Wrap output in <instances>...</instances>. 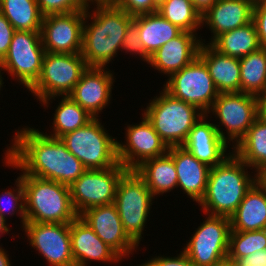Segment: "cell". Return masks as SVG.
<instances>
[{
	"instance_id": "cell-13",
	"label": "cell",
	"mask_w": 266,
	"mask_h": 266,
	"mask_svg": "<svg viewBox=\"0 0 266 266\" xmlns=\"http://www.w3.org/2000/svg\"><path fill=\"white\" fill-rule=\"evenodd\" d=\"M126 171L120 162L107 169H87L70 186L76 213L80 215L88 208L113 204L118 182Z\"/></svg>"
},
{
	"instance_id": "cell-6",
	"label": "cell",
	"mask_w": 266,
	"mask_h": 266,
	"mask_svg": "<svg viewBox=\"0 0 266 266\" xmlns=\"http://www.w3.org/2000/svg\"><path fill=\"white\" fill-rule=\"evenodd\" d=\"M88 68L81 53L46 52L39 79L29 89L37 101L47 108L55 98L68 96ZM51 100V101H50ZM49 104V105H48Z\"/></svg>"
},
{
	"instance_id": "cell-36",
	"label": "cell",
	"mask_w": 266,
	"mask_h": 266,
	"mask_svg": "<svg viewBox=\"0 0 266 266\" xmlns=\"http://www.w3.org/2000/svg\"><path fill=\"white\" fill-rule=\"evenodd\" d=\"M43 16L85 11L89 8L88 0H36Z\"/></svg>"
},
{
	"instance_id": "cell-41",
	"label": "cell",
	"mask_w": 266,
	"mask_h": 266,
	"mask_svg": "<svg viewBox=\"0 0 266 266\" xmlns=\"http://www.w3.org/2000/svg\"><path fill=\"white\" fill-rule=\"evenodd\" d=\"M14 27L0 12V61L6 56L12 41Z\"/></svg>"
},
{
	"instance_id": "cell-23",
	"label": "cell",
	"mask_w": 266,
	"mask_h": 266,
	"mask_svg": "<svg viewBox=\"0 0 266 266\" xmlns=\"http://www.w3.org/2000/svg\"><path fill=\"white\" fill-rule=\"evenodd\" d=\"M168 153L172 156L176 168L177 189L179 187L188 198L199 203L205 194L211 168L182 146L170 147Z\"/></svg>"
},
{
	"instance_id": "cell-39",
	"label": "cell",
	"mask_w": 266,
	"mask_h": 266,
	"mask_svg": "<svg viewBox=\"0 0 266 266\" xmlns=\"http://www.w3.org/2000/svg\"><path fill=\"white\" fill-rule=\"evenodd\" d=\"M261 47L266 48V0L254 3L253 19Z\"/></svg>"
},
{
	"instance_id": "cell-45",
	"label": "cell",
	"mask_w": 266,
	"mask_h": 266,
	"mask_svg": "<svg viewBox=\"0 0 266 266\" xmlns=\"http://www.w3.org/2000/svg\"><path fill=\"white\" fill-rule=\"evenodd\" d=\"M8 251L3 249L2 245L0 246V266H12L9 254H7Z\"/></svg>"
},
{
	"instance_id": "cell-24",
	"label": "cell",
	"mask_w": 266,
	"mask_h": 266,
	"mask_svg": "<svg viewBox=\"0 0 266 266\" xmlns=\"http://www.w3.org/2000/svg\"><path fill=\"white\" fill-rule=\"evenodd\" d=\"M201 43L198 56L205 62L217 91L219 93L240 92L239 58L219 53L206 43L205 39H202Z\"/></svg>"
},
{
	"instance_id": "cell-19",
	"label": "cell",
	"mask_w": 266,
	"mask_h": 266,
	"mask_svg": "<svg viewBox=\"0 0 266 266\" xmlns=\"http://www.w3.org/2000/svg\"><path fill=\"white\" fill-rule=\"evenodd\" d=\"M208 116L204 114L194 124L182 147L200 162L212 168L221 164L232 152L227 151L229 148L227 142L218 134L214 122L207 120Z\"/></svg>"
},
{
	"instance_id": "cell-52",
	"label": "cell",
	"mask_w": 266,
	"mask_h": 266,
	"mask_svg": "<svg viewBox=\"0 0 266 266\" xmlns=\"http://www.w3.org/2000/svg\"><path fill=\"white\" fill-rule=\"evenodd\" d=\"M233 266H239V265L235 262V263H233Z\"/></svg>"
},
{
	"instance_id": "cell-3",
	"label": "cell",
	"mask_w": 266,
	"mask_h": 266,
	"mask_svg": "<svg viewBox=\"0 0 266 266\" xmlns=\"http://www.w3.org/2000/svg\"><path fill=\"white\" fill-rule=\"evenodd\" d=\"M249 168L232 152L221 164L210 169L205 194L198 203L204 214L230 218L257 182V173L251 172L252 176Z\"/></svg>"
},
{
	"instance_id": "cell-21",
	"label": "cell",
	"mask_w": 266,
	"mask_h": 266,
	"mask_svg": "<svg viewBox=\"0 0 266 266\" xmlns=\"http://www.w3.org/2000/svg\"><path fill=\"white\" fill-rule=\"evenodd\" d=\"M70 237L75 266H89L92 261L107 264L123 260L79 216L70 223Z\"/></svg>"
},
{
	"instance_id": "cell-4",
	"label": "cell",
	"mask_w": 266,
	"mask_h": 266,
	"mask_svg": "<svg viewBox=\"0 0 266 266\" xmlns=\"http://www.w3.org/2000/svg\"><path fill=\"white\" fill-rule=\"evenodd\" d=\"M25 192L26 222L70 224L76 213L70 194V186L56 181L19 174Z\"/></svg>"
},
{
	"instance_id": "cell-16",
	"label": "cell",
	"mask_w": 266,
	"mask_h": 266,
	"mask_svg": "<svg viewBox=\"0 0 266 266\" xmlns=\"http://www.w3.org/2000/svg\"><path fill=\"white\" fill-rule=\"evenodd\" d=\"M85 11L52 14L43 17L42 44L46 52L78 54L82 48Z\"/></svg>"
},
{
	"instance_id": "cell-8",
	"label": "cell",
	"mask_w": 266,
	"mask_h": 266,
	"mask_svg": "<svg viewBox=\"0 0 266 266\" xmlns=\"http://www.w3.org/2000/svg\"><path fill=\"white\" fill-rule=\"evenodd\" d=\"M100 118H93L86 125L61 137L67 149L78 158L86 169H107L119 163L117 138L109 135Z\"/></svg>"
},
{
	"instance_id": "cell-47",
	"label": "cell",
	"mask_w": 266,
	"mask_h": 266,
	"mask_svg": "<svg viewBox=\"0 0 266 266\" xmlns=\"http://www.w3.org/2000/svg\"><path fill=\"white\" fill-rule=\"evenodd\" d=\"M257 182L266 191V168L257 173Z\"/></svg>"
},
{
	"instance_id": "cell-48",
	"label": "cell",
	"mask_w": 266,
	"mask_h": 266,
	"mask_svg": "<svg viewBox=\"0 0 266 266\" xmlns=\"http://www.w3.org/2000/svg\"><path fill=\"white\" fill-rule=\"evenodd\" d=\"M90 5L92 4H110L113 3L115 0H88Z\"/></svg>"
},
{
	"instance_id": "cell-31",
	"label": "cell",
	"mask_w": 266,
	"mask_h": 266,
	"mask_svg": "<svg viewBox=\"0 0 266 266\" xmlns=\"http://www.w3.org/2000/svg\"><path fill=\"white\" fill-rule=\"evenodd\" d=\"M0 12L15 30L41 31L44 16L36 0H1Z\"/></svg>"
},
{
	"instance_id": "cell-49",
	"label": "cell",
	"mask_w": 266,
	"mask_h": 266,
	"mask_svg": "<svg viewBox=\"0 0 266 266\" xmlns=\"http://www.w3.org/2000/svg\"><path fill=\"white\" fill-rule=\"evenodd\" d=\"M212 266H233V262L226 259V260H223L222 262L215 264V265H212Z\"/></svg>"
},
{
	"instance_id": "cell-2",
	"label": "cell",
	"mask_w": 266,
	"mask_h": 266,
	"mask_svg": "<svg viewBox=\"0 0 266 266\" xmlns=\"http://www.w3.org/2000/svg\"><path fill=\"white\" fill-rule=\"evenodd\" d=\"M92 5L94 9L85 10L80 53L88 67H106L121 51L134 16L112 3Z\"/></svg>"
},
{
	"instance_id": "cell-25",
	"label": "cell",
	"mask_w": 266,
	"mask_h": 266,
	"mask_svg": "<svg viewBox=\"0 0 266 266\" xmlns=\"http://www.w3.org/2000/svg\"><path fill=\"white\" fill-rule=\"evenodd\" d=\"M232 231L266 229V191L256 182L230 216Z\"/></svg>"
},
{
	"instance_id": "cell-50",
	"label": "cell",
	"mask_w": 266,
	"mask_h": 266,
	"mask_svg": "<svg viewBox=\"0 0 266 266\" xmlns=\"http://www.w3.org/2000/svg\"><path fill=\"white\" fill-rule=\"evenodd\" d=\"M154 3L159 7L163 2H165L166 0H153Z\"/></svg>"
},
{
	"instance_id": "cell-28",
	"label": "cell",
	"mask_w": 266,
	"mask_h": 266,
	"mask_svg": "<svg viewBox=\"0 0 266 266\" xmlns=\"http://www.w3.org/2000/svg\"><path fill=\"white\" fill-rule=\"evenodd\" d=\"M231 151L256 173L266 168V119L258 115Z\"/></svg>"
},
{
	"instance_id": "cell-51",
	"label": "cell",
	"mask_w": 266,
	"mask_h": 266,
	"mask_svg": "<svg viewBox=\"0 0 266 266\" xmlns=\"http://www.w3.org/2000/svg\"><path fill=\"white\" fill-rule=\"evenodd\" d=\"M3 79L4 78L0 76V90L3 88V84H4Z\"/></svg>"
},
{
	"instance_id": "cell-38",
	"label": "cell",
	"mask_w": 266,
	"mask_h": 266,
	"mask_svg": "<svg viewBox=\"0 0 266 266\" xmlns=\"http://www.w3.org/2000/svg\"><path fill=\"white\" fill-rule=\"evenodd\" d=\"M112 4L132 16L148 14L158 10V6L153 0H115Z\"/></svg>"
},
{
	"instance_id": "cell-20",
	"label": "cell",
	"mask_w": 266,
	"mask_h": 266,
	"mask_svg": "<svg viewBox=\"0 0 266 266\" xmlns=\"http://www.w3.org/2000/svg\"><path fill=\"white\" fill-rule=\"evenodd\" d=\"M197 35V33L182 31L177 37L156 50L149 57L147 64L169 78L198 56L202 37Z\"/></svg>"
},
{
	"instance_id": "cell-10",
	"label": "cell",
	"mask_w": 266,
	"mask_h": 266,
	"mask_svg": "<svg viewBox=\"0 0 266 266\" xmlns=\"http://www.w3.org/2000/svg\"><path fill=\"white\" fill-rule=\"evenodd\" d=\"M46 51L41 31L15 30L6 56L0 61V76L7 71L29 90L39 79Z\"/></svg>"
},
{
	"instance_id": "cell-27",
	"label": "cell",
	"mask_w": 266,
	"mask_h": 266,
	"mask_svg": "<svg viewBox=\"0 0 266 266\" xmlns=\"http://www.w3.org/2000/svg\"><path fill=\"white\" fill-rule=\"evenodd\" d=\"M133 24L140 33L144 52L149 57L182 32L178 26L170 23L157 11L134 16Z\"/></svg>"
},
{
	"instance_id": "cell-5",
	"label": "cell",
	"mask_w": 266,
	"mask_h": 266,
	"mask_svg": "<svg viewBox=\"0 0 266 266\" xmlns=\"http://www.w3.org/2000/svg\"><path fill=\"white\" fill-rule=\"evenodd\" d=\"M159 93L149 100L142 112L168 148L182 146L189 131L204 113L172 96L164 88Z\"/></svg>"
},
{
	"instance_id": "cell-15",
	"label": "cell",
	"mask_w": 266,
	"mask_h": 266,
	"mask_svg": "<svg viewBox=\"0 0 266 266\" xmlns=\"http://www.w3.org/2000/svg\"><path fill=\"white\" fill-rule=\"evenodd\" d=\"M141 119L138 124L125 127L124 143L117 141L118 161L127 170H134L145 160L165 155L169 149L143 112Z\"/></svg>"
},
{
	"instance_id": "cell-30",
	"label": "cell",
	"mask_w": 266,
	"mask_h": 266,
	"mask_svg": "<svg viewBox=\"0 0 266 266\" xmlns=\"http://www.w3.org/2000/svg\"><path fill=\"white\" fill-rule=\"evenodd\" d=\"M240 61V92L259 96L266 91V48L239 59Z\"/></svg>"
},
{
	"instance_id": "cell-29",
	"label": "cell",
	"mask_w": 266,
	"mask_h": 266,
	"mask_svg": "<svg viewBox=\"0 0 266 266\" xmlns=\"http://www.w3.org/2000/svg\"><path fill=\"white\" fill-rule=\"evenodd\" d=\"M210 45L223 55L239 59L261 47L253 21L242 27L221 33Z\"/></svg>"
},
{
	"instance_id": "cell-18",
	"label": "cell",
	"mask_w": 266,
	"mask_h": 266,
	"mask_svg": "<svg viewBox=\"0 0 266 266\" xmlns=\"http://www.w3.org/2000/svg\"><path fill=\"white\" fill-rule=\"evenodd\" d=\"M107 67H88L68 95L92 117L98 118L111 100L114 73Z\"/></svg>"
},
{
	"instance_id": "cell-37",
	"label": "cell",
	"mask_w": 266,
	"mask_h": 266,
	"mask_svg": "<svg viewBox=\"0 0 266 266\" xmlns=\"http://www.w3.org/2000/svg\"><path fill=\"white\" fill-rule=\"evenodd\" d=\"M129 53L131 55H139L140 59L144 62H148L149 56L144 52L140 33L137 27L132 23L126 31L125 37L122 41L121 52Z\"/></svg>"
},
{
	"instance_id": "cell-14",
	"label": "cell",
	"mask_w": 266,
	"mask_h": 266,
	"mask_svg": "<svg viewBox=\"0 0 266 266\" xmlns=\"http://www.w3.org/2000/svg\"><path fill=\"white\" fill-rule=\"evenodd\" d=\"M23 230L31 245L49 266H75L70 224L26 222Z\"/></svg>"
},
{
	"instance_id": "cell-35",
	"label": "cell",
	"mask_w": 266,
	"mask_h": 266,
	"mask_svg": "<svg viewBox=\"0 0 266 266\" xmlns=\"http://www.w3.org/2000/svg\"><path fill=\"white\" fill-rule=\"evenodd\" d=\"M15 188H10L3 191L0 195V212L7 220V216L17 214L19 219H21V227H24L26 223V212H25V192L22 179L17 177L15 180ZM9 199H8V198ZM8 205V207L6 206ZM8 212V213H7Z\"/></svg>"
},
{
	"instance_id": "cell-44",
	"label": "cell",
	"mask_w": 266,
	"mask_h": 266,
	"mask_svg": "<svg viewBox=\"0 0 266 266\" xmlns=\"http://www.w3.org/2000/svg\"><path fill=\"white\" fill-rule=\"evenodd\" d=\"M259 116L266 119V91L258 96Z\"/></svg>"
},
{
	"instance_id": "cell-34",
	"label": "cell",
	"mask_w": 266,
	"mask_h": 266,
	"mask_svg": "<svg viewBox=\"0 0 266 266\" xmlns=\"http://www.w3.org/2000/svg\"><path fill=\"white\" fill-rule=\"evenodd\" d=\"M263 249H266V229L230 231L227 259L233 263Z\"/></svg>"
},
{
	"instance_id": "cell-42",
	"label": "cell",
	"mask_w": 266,
	"mask_h": 266,
	"mask_svg": "<svg viewBox=\"0 0 266 266\" xmlns=\"http://www.w3.org/2000/svg\"><path fill=\"white\" fill-rule=\"evenodd\" d=\"M236 263L239 266H266V249L255 251L249 256L239 258Z\"/></svg>"
},
{
	"instance_id": "cell-40",
	"label": "cell",
	"mask_w": 266,
	"mask_h": 266,
	"mask_svg": "<svg viewBox=\"0 0 266 266\" xmlns=\"http://www.w3.org/2000/svg\"><path fill=\"white\" fill-rule=\"evenodd\" d=\"M159 255L160 256L156 255L150 258L148 261H145V263H142L141 265L139 264L137 266H194L190 258L183 250L177 254V257L176 255L174 257L163 256L161 254Z\"/></svg>"
},
{
	"instance_id": "cell-32",
	"label": "cell",
	"mask_w": 266,
	"mask_h": 266,
	"mask_svg": "<svg viewBox=\"0 0 266 266\" xmlns=\"http://www.w3.org/2000/svg\"><path fill=\"white\" fill-rule=\"evenodd\" d=\"M60 100L56 105L55 113H53L51 128L53 131L48 135L54 138H61L63 135L73 132L94 118L69 96H62Z\"/></svg>"
},
{
	"instance_id": "cell-26",
	"label": "cell",
	"mask_w": 266,
	"mask_h": 266,
	"mask_svg": "<svg viewBox=\"0 0 266 266\" xmlns=\"http://www.w3.org/2000/svg\"><path fill=\"white\" fill-rule=\"evenodd\" d=\"M134 170L144 180L154 197L163 196L164 193L177 188V172L173 158L168 152L145 160Z\"/></svg>"
},
{
	"instance_id": "cell-11",
	"label": "cell",
	"mask_w": 266,
	"mask_h": 266,
	"mask_svg": "<svg viewBox=\"0 0 266 266\" xmlns=\"http://www.w3.org/2000/svg\"><path fill=\"white\" fill-rule=\"evenodd\" d=\"M204 215L208 216L182 248L194 266H212L226 260L228 255L229 217Z\"/></svg>"
},
{
	"instance_id": "cell-33",
	"label": "cell",
	"mask_w": 266,
	"mask_h": 266,
	"mask_svg": "<svg viewBox=\"0 0 266 266\" xmlns=\"http://www.w3.org/2000/svg\"><path fill=\"white\" fill-rule=\"evenodd\" d=\"M157 12L182 31L197 33L202 28V15L191 0H166Z\"/></svg>"
},
{
	"instance_id": "cell-43",
	"label": "cell",
	"mask_w": 266,
	"mask_h": 266,
	"mask_svg": "<svg viewBox=\"0 0 266 266\" xmlns=\"http://www.w3.org/2000/svg\"><path fill=\"white\" fill-rule=\"evenodd\" d=\"M193 6L203 15L209 8H211L218 0H191Z\"/></svg>"
},
{
	"instance_id": "cell-9",
	"label": "cell",
	"mask_w": 266,
	"mask_h": 266,
	"mask_svg": "<svg viewBox=\"0 0 266 266\" xmlns=\"http://www.w3.org/2000/svg\"><path fill=\"white\" fill-rule=\"evenodd\" d=\"M207 114L218 119L214 123L218 134L229 146L232 142L233 149L259 115L258 97L243 92L219 93Z\"/></svg>"
},
{
	"instance_id": "cell-7",
	"label": "cell",
	"mask_w": 266,
	"mask_h": 266,
	"mask_svg": "<svg viewBox=\"0 0 266 266\" xmlns=\"http://www.w3.org/2000/svg\"><path fill=\"white\" fill-rule=\"evenodd\" d=\"M157 199L144 180L135 172L127 170L118 182L114 205L121 219L125 233L139 246L147 224L152 201Z\"/></svg>"
},
{
	"instance_id": "cell-1",
	"label": "cell",
	"mask_w": 266,
	"mask_h": 266,
	"mask_svg": "<svg viewBox=\"0 0 266 266\" xmlns=\"http://www.w3.org/2000/svg\"><path fill=\"white\" fill-rule=\"evenodd\" d=\"M5 150L4 165L41 179L71 186L87 169L61 138L24 126Z\"/></svg>"
},
{
	"instance_id": "cell-22",
	"label": "cell",
	"mask_w": 266,
	"mask_h": 266,
	"mask_svg": "<svg viewBox=\"0 0 266 266\" xmlns=\"http://www.w3.org/2000/svg\"><path fill=\"white\" fill-rule=\"evenodd\" d=\"M253 0H218L202 15V28H209V44L221 33L250 23L253 19Z\"/></svg>"
},
{
	"instance_id": "cell-12",
	"label": "cell",
	"mask_w": 266,
	"mask_h": 266,
	"mask_svg": "<svg viewBox=\"0 0 266 266\" xmlns=\"http://www.w3.org/2000/svg\"><path fill=\"white\" fill-rule=\"evenodd\" d=\"M165 82L163 88L168 93L196 106L204 114H207L219 94L205 62L199 56Z\"/></svg>"
},
{
	"instance_id": "cell-17",
	"label": "cell",
	"mask_w": 266,
	"mask_h": 266,
	"mask_svg": "<svg viewBox=\"0 0 266 266\" xmlns=\"http://www.w3.org/2000/svg\"><path fill=\"white\" fill-rule=\"evenodd\" d=\"M79 217L122 259L129 258L138 250V246L125 233L114 204L88 208Z\"/></svg>"
},
{
	"instance_id": "cell-46",
	"label": "cell",
	"mask_w": 266,
	"mask_h": 266,
	"mask_svg": "<svg viewBox=\"0 0 266 266\" xmlns=\"http://www.w3.org/2000/svg\"><path fill=\"white\" fill-rule=\"evenodd\" d=\"M8 226L7 220L0 212V237H2L1 235L8 234L11 231Z\"/></svg>"
}]
</instances>
